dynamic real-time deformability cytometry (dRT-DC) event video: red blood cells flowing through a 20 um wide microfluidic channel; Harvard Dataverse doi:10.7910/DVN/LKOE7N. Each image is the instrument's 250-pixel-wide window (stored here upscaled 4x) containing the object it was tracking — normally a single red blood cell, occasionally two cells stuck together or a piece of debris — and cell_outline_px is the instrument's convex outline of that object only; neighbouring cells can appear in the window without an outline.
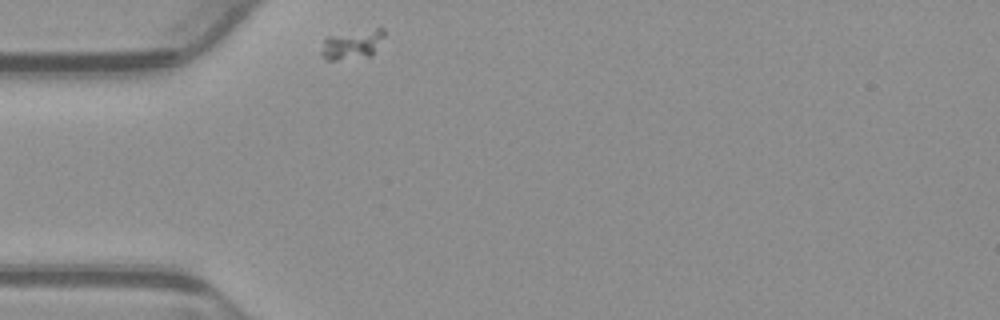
{"species": "common noctule bat (a hibernating species)", "species_latin": "Nyctalus noctula", "temperature_condition": "warm", "stored_images_in_passage": 1, "camera_frame_rate_fps": 3000, "um_per_image_px": 0.085, "animal": {"sex": "male", "body_mass_g": 23.1, "forearm_length_mm": 52.7}, "frame": {"image": 1, "passage_image": 1, "time_ms": 0.0, "image_size_px": [1000, 320], "cell_outline_px": [[384, 36], [372, 52], [368, 56], [336, 60], [324, 60], [320, 52], [324, 40], [328, 36], [376, 28], [384, 28]], "centroid_in_image_um": [29.88, 3.78], "position_along_channel_um": 55.1, "area_um2": 10.46}}